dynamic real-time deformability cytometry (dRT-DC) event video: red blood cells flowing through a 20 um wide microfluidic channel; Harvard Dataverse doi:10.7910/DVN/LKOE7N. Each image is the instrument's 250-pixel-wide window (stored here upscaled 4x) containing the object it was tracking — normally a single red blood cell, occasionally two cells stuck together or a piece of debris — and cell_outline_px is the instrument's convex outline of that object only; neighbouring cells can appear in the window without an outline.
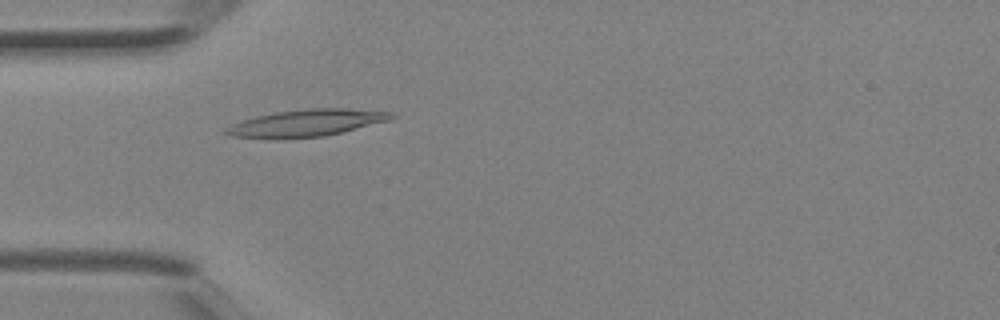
{"species": "Egyptian fruit bat (a non-hibernating species)", "species_latin": "Rousettus aegyptiacus", "temperature_condition": "room temperature", "stored_images_in_passage": 1, "camera_frame_rate_fps": 3000, "um_per_image_px": 0.085, "animal": {"sex": "female"}, "frame": {"image": 1, "passage_image": 1, "time_ms": 0.0, "image_size_px": [1000, 320], "cell_outline_px": [[396, 116], [388, 120], [324, 136], [272, 140], [232, 136], [224, 132], [224, 128], [232, 124], [256, 116], [276, 112], [308, 108], [344, 108], [392, 112]], "centroid_in_image_um": [25.97, 10.47], "position_along_channel_um": 59.0, "area_um2": 25.95}}